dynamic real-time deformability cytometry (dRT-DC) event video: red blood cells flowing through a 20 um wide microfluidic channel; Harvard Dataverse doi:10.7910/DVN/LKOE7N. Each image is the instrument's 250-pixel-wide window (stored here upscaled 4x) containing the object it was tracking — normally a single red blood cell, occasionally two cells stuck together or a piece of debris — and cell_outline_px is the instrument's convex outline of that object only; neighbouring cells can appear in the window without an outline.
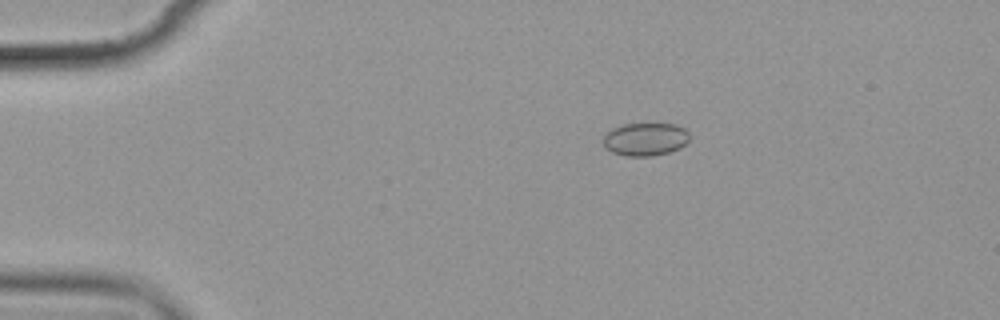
{"species": "common noctule bat (a hibernating species)", "species_latin": "Nyctalus noctula", "temperature_condition": "cold", "stored_images_in_passage": 4, "camera_frame_rate_fps": 3000, "um_per_image_px": 0.085, "animal": {"sex": "female", "body_mass_g": 19.9}, "frame": {"image": 1, "passage_image": 2, "time_ms": 1.333, "image_size_px": [1000, 320], "cell_outline_px": [[688, 140], [680, 148], [668, 152], [652, 156], [624, 156], [612, 152], [604, 148], [604, 136], [612, 128], [624, 124], [676, 124], [684, 128], [688, 132]], "centroid_in_image_um": [54.83, 11.84], "position_along_channel_um": 30.2, "area_um2": 16.53}}
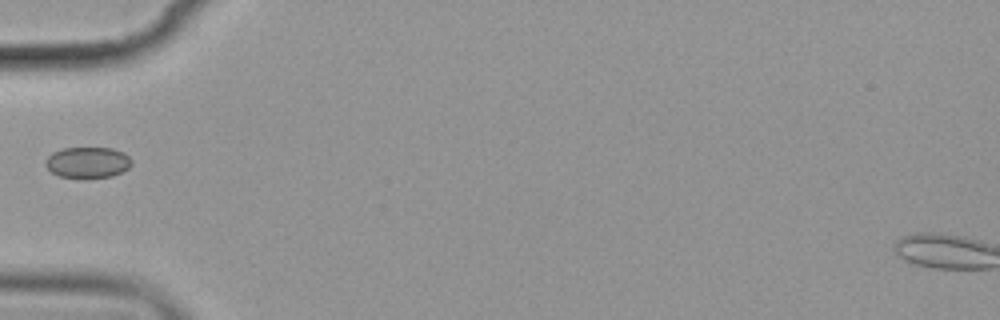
{"frame": {"image": 2, "passage_image": 4, "time_ms": 4.333, "image_size_px": [1000, 320], "cell_outline_px": [[132, 164], [128, 168], [112, 176], [84, 180], [80, 180], [60, 176], [52, 172], [44, 164], [48, 156], [52, 152], [64, 148], [112, 148], [124, 152], [132, 160]], "centroid_in_image_um": [7.45, 13.83], "position_along_channel_um": 77.6, "area_um2": 15.95}}